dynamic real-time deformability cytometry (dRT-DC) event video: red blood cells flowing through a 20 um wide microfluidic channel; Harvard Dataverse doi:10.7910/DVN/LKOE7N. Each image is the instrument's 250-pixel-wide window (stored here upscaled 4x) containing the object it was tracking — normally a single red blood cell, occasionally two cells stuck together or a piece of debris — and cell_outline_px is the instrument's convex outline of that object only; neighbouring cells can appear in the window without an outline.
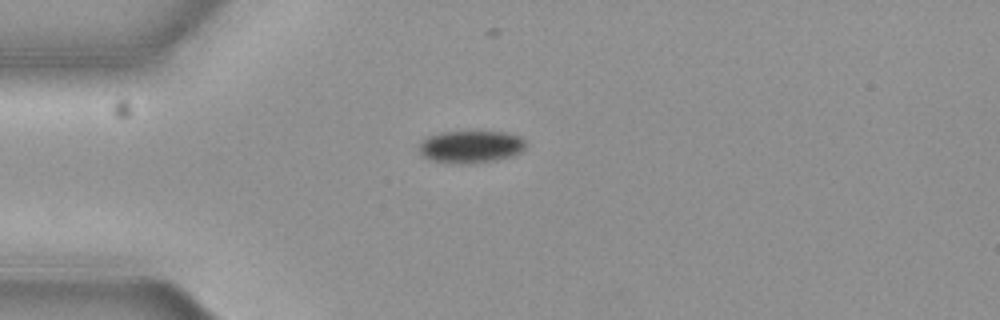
{"species": "common noctule bat (a hibernating species)", "species_latin": "Nyctalus noctula", "temperature_condition": "cold", "stored_images_in_passage": 5, "camera_frame_rate_fps": 3000, "um_per_image_px": 0.085, "animal": {"sex": "female", "body_mass_g": 19.3, "forearm_length_mm": 54.1}, "frame": {"image": 1, "passage_image": 1, "time_ms": 0.0, "image_size_px": [1000, 320], "cell_outline_px": [[524, 148], [520, 152], [508, 156], [492, 160], [464, 164], [460, 164], [432, 160], [424, 156], [420, 152], [420, 140], [428, 136], [440, 132], [508, 132], [520, 136], [524, 140]], "centroid_in_image_um": [39.98, 12.45], "position_along_channel_um": 45.0, "area_um2": 19.77}}
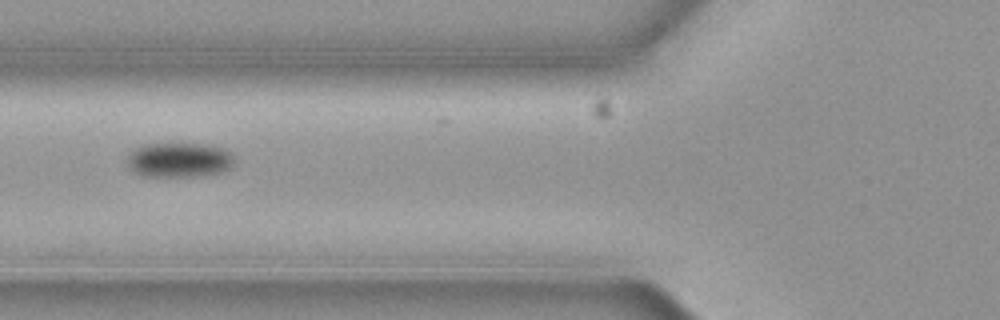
{"frame": {"image": 2, "passage_image": 3, "time_ms": 0.667, "image_size_px": [1000, 320], "cell_outline_px": [[232, 164], [228, 168], [220, 172], [196, 176], [144, 176], [132, 172], [128, 164], [128, 156], [136, 148], [144, 144], [176, 140], [208, 144], [224, 148], [232, 152]], "centroid_in_image_um": [15.21, 13.53], "position_along_channel_um": 110.6, "area_um2": 22.43}}
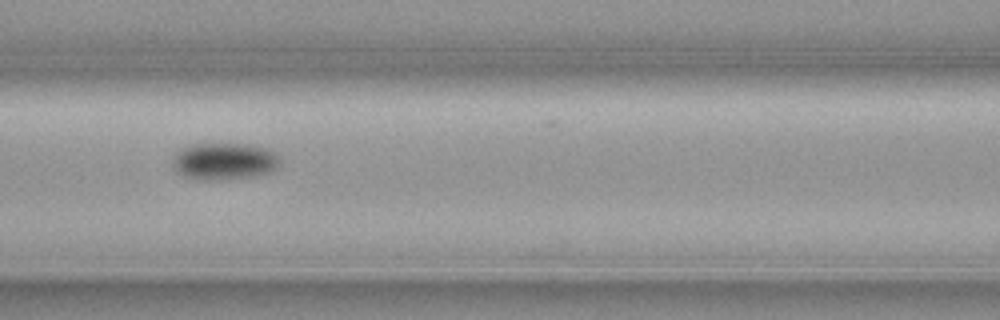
{"frame": {"image": 3, "passage_image": 4, "time_ms": 1.0, "image_size_px": [1000, 320], "cell_outline_px": [[280, 160], [268, 172], [248, 176], [200, 180], [184, 176], [176, 172], [172, 164], [172, 156], [180, 148], [192, 144], [252, 144], [268, 148], [280, 156]], "centroid_in_image_um": [18.98, 13.67], "position_along_channel_um": 147.6, "area_um2": 22.83}}